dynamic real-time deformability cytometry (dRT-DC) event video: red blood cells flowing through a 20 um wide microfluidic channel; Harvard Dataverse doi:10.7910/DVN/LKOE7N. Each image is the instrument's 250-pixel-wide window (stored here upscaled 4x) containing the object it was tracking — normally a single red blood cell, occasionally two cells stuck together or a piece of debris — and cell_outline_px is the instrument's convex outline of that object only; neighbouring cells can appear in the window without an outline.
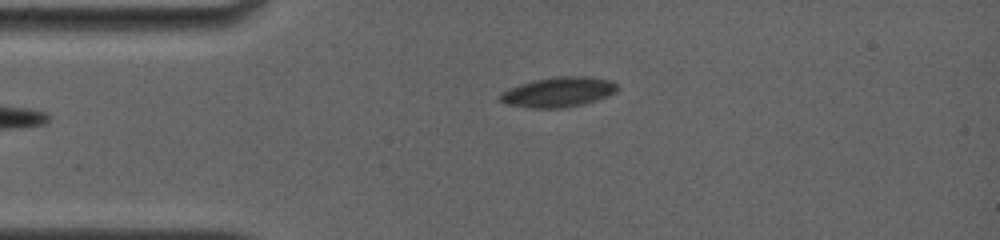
{"species": "common noctule bat (a hibernating species)", "species_latin": "Nyctalus noctula", "temperature_condition": "room temperature", "stored_images_in_passage": 2, "camera_frame_rate_fps": 4000, "um_per_image_px": 0.085, "animal": {"sex": "female", "body_mass_g": 19.0, "forearm_length_mm": 56.7}, "frame": {"image": 1, "passage_image": 1, "time_ms": 0.0, "image_size_px": [1000, 240], "cell_outline_px": [[620, 88], [616, 92], [608, 96], [584, 104], [560, 108], [532, 108], [504, 104], [500, 100], [500, 92], [508, 88], [520, 84], [552, 76], [592, 76], [612, 80]], "centroid_in_image_um": [47.48, 7.81], "position_along_channel_um": 37.5, "area_um2": 20.75}}